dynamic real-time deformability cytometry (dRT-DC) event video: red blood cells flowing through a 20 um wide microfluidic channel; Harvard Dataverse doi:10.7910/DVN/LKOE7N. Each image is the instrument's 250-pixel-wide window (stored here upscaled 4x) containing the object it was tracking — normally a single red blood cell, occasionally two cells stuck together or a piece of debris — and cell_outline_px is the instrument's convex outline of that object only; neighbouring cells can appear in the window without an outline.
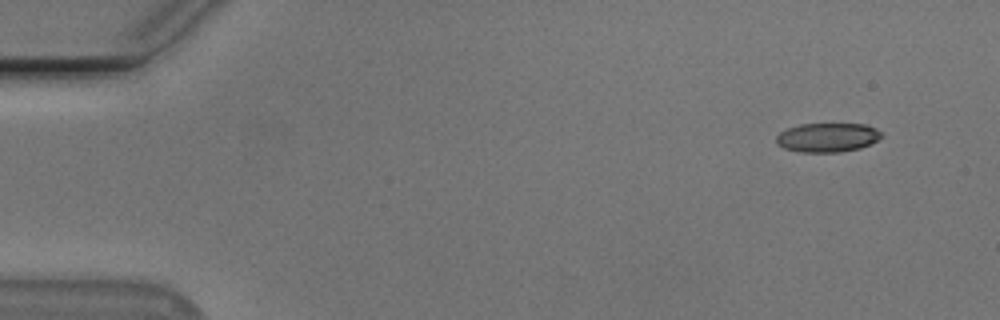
{"species": "Egyptian fruit bat (a non-hibernating species)", "species_latin": "Rousettus aegyptiacus", "temperature_condition": "cold", "stored_images_in_passage": 11, "camera_frame_rate_fps": 3000, "um_per_image_px": 0.085, "animal": {"sex": "male"}, "frame": {"image": 1, "passage_image": 1, "time_ms": 0.0, "image_size_px": [1000, 320], "cell_outline_px": [[880, 136], [876, 140], [860, 148], [840, 152], [800, 152], [784, 148], [776, 144], [776, 136], [780, 132], [788, 128], [800, 124], [864, 124], [876, 128], [880, 132]], "centroid_in_image_um": [70.28, 11.68], "position_along_channel_um": 14.7, "area_um2": 17.69}}